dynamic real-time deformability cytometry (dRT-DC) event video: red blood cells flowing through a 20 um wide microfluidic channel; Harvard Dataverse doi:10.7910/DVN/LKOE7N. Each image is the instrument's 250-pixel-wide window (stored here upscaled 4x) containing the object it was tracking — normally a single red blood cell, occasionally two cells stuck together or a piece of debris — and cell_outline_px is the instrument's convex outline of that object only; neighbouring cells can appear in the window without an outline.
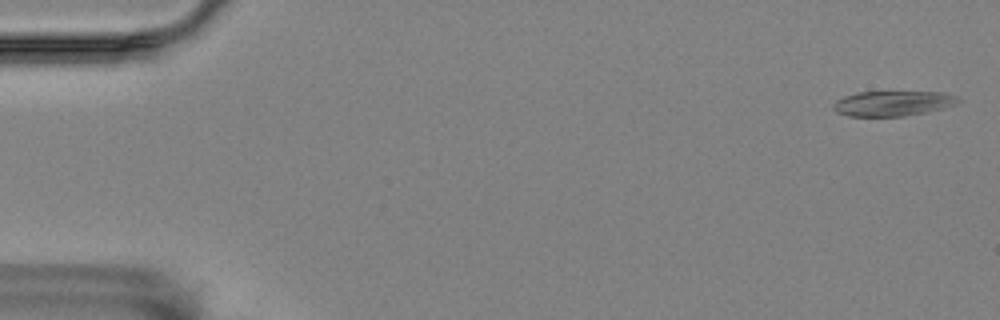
{"species": "Egyptian fruit bat (a non-hibernating species)", "species_latin": "Rousettus aegyptiacus", "temperature_condition": "room temperature", "stored_images_in_passage": 11, "camera_frame_rate_fps": 3000, "um_per_image_px": 0.085, "animal": {"sex": "female"}, "frame": {"image": 1, "passage_image": 2, "time_ms": 0.333, "image_size_px": [1000, 320], "cell_outline_px": [[960, 100], [956, 104], [924, 112], [904, 116], [848, 116], [836, 112], [832, 108], [832, 104], [836, 100], [844, 96], [856, 92], [944, 92], [956, 96]], "centroid_in_image_um": [75.82, 8.78], "position_along_channel_um": 9.2, "area_um2": 18.15}}